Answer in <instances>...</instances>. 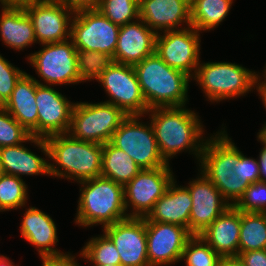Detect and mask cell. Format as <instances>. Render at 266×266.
<instances>
[{
  "label": "cell",
  "instance_id": "24",
  "mask_svg": "<svg viewBox=\"0 0 266 266\" xmlns=\"http://www.w3.org/2000/svg\"><path fill=\"white\" fill-rule=\"evenodd\" d=\"M39 83L25 73L15 84L10 98L3 107L27 130L37 137L38 112L36 106V86Z\"/></svg>",
  "mask_w": 266,
  "mask_h": 266
},
{
  "label": "cell",
  "instance_id": "12",
  "mask_svg": "<svg viewBox=\"0 0 266 266\" xmlns=\"http://www.w3.org/2000/svg\"><path fill=\"white\" fill-rule=\"evenodd\" d=\"M174 180L169 164L154 169H142L124 186L126 211L132 208L128 217L145 218L152 211L155 202L163 196Z\"/></svg>",
  "mask_w": 266,
  "mask_h": 266
},
{
  "label": "cell",
  "instance_id": "36",
  "mask_svg": "<svg viewBox=\"0 0 266 266\" xmlns=\"http://www.w3.org/2000/svg\"><path fill=\"white\" fill-rule=\"evenodd\" d=\"M234 206L242 212L266 213V182L250 184Z\"/></svg>",
  "mask_w": 266,
  "mask_h": 266
},
{
  "label": "cell",
  "instance_id": "7",
  "mask_svg": "<svg viewBox=\"0 0 266 266\" xmlns=\"http://www.w3.org/2000/svg\"><path fill=\"white\" fill-rule=\"evenodd\" d=\"M117 106L107 103H75L68 133L80 141L105 144L127 118Z\"/></svg>",
  "mask_w": 266,
  "mask_h": 266
},
{
  "label": "cell",
  "instance_id": "43",
  "mask_svg": "<svg viewBox=\"0 0 266 266\" xmlns=\"http://www.w3.org/2000/svg\"><path fill=\"white\" fill-rule=\"evenodd\" d=\"M262 76L264 77V81H261L259 74H256V89H266V69H264Z\"/></svg>",
  "mask_w": 266,
  "mask_h": 266
},
{
  "label": "cell",
  "instance_id": "47",
  "mask_svg": "<svg viewBox=\"0 0 266 266\" xmlns=\"http://www.w3.org/2000/svg\"><path fill=\"white\" fill-rule=\"evenodd\" d=\"M258 137L266 144V130H259Z\"/></svg>",
  "mask_w": 266,
  "mask_h": 266
},
{
  "label": "cell",
  "instance_id": "42",
  "mask_svg": "<svg viewBox=\"0 0 266 266\" xmlns=\"http://www.w3.org/2000/svg\"><path fill=\"white\" fill-rule=\"evenodd\" d=\"M219 266H245L241 259L236 257H222Z\"/></svg>",
  "mask_w": 266,
  "mask_h": 266
},
{
  "label": "cell",
  "instance_id": "4",
  "mask_svg": "<svg viewBox=\"0 0 266 266\" xmlns=\"http://www.w3.org/2000/svg\"><path fill=\"white\" fill-rule=\"evenodd\" d=\"M133 67L149 109L185 106L192 79L189 75L168 66L156 52Z\"/></svg>",
  "mask_w": 266,
  "mask_h": 266
},
{
  "label": "cell",
  "instance_id": "21",
  "mask_svg": "<svg viewBox=\"0 0 266 266\" xmlns=\"http://www.w3.org/2000/svg\"><path fill=\"white\" fill-rule=\"evenodd\" d=\"M241 211L230 206L199 235L221 257L238 256Z\"/></svg>",
  "mask_w": 266,
  "mask_h": 266
},
{
  "label": "cell",
  "instance_id": "32",
  "mask_svg": "<svg viewBox=\"0 0 266 266\" xmlns=\"http://www.w3.org/2000/svg\"><path fill=\"white\" fill-rule=\"evenodd\" d=\"M81 250V258L93 265H121L115 245L105 234L91 238Z\"/></svg>",
  "mask_w": 266,
  "mask_h": 266
},
{
  "label": "cell",
  "instance_id": "23",
  "mask_svg": "<svg viewBox=\"0 0 266 266\" xmlns=\"http://www.w3.org/2000/svg\"><path fill=\"white\" fill-rule=\"evenodd\" d=\"M1 40L14 50H23L37 43L34 28L22 4H1Z\"/></svg>",
  "mask_w": 266,
  "mask_h": 266
},
{
  "label": "cell",
  "instance_id": "20",
  "mask_svg": "<svg viewBox=\"0 0 266 266\" xmlns=\"http://www.w3.org/2000/svg\"><path fill=\"white\" fill-rule=\"evenodd\" d=\"M190 0H139V17L156 33L191 26Z\"/></svg>",
  "mask_w": 266,
  "mask_h": 266
},
{
  "label": "cell",
  "instance_id": "10",
  "mask_svg": "<svg viewBox=\"0 0 266 266\" xmlns=\"http://www.w3.org/2000/svg\"><path fill=\"white\" fill-rule=\"evenodd\" d=\"M120 26L97 9L75 12L71 22V39L76 49L97 51L114 56Z\"/></svg>",
  "mask_w": 266,
  "mask_h": 266
},
{
  "label": "cell",
  "instance_id": "11",
  "mask_svg": "<svg viewBox=\"0 0 266 266\" xmlns=\"http://www.w3.org/2000/svg\"><path fill=\"white\" fill-rule=\"evenodd\" d=\"M96 80L110 96L104 102L117 106L128 116H145L149 110L133 66L113 62Z\"/></svg>",
  "mask_w": 266,
  "mask_h": 266
},
{
  "label": "cell",
  "instance_id": "48",
  "mask_svg": "<svg viewBox=\"0 0 266 266\" xmlns=\"http://www.w3.org/2000/svg\"><path fill=\"white\" fill-rule=\"evenodd\" d=\"M93 266H121V265H112V264H107V265H93Z\"/></svg>",
  "mask_w": 266,
  "mask_h": 266
},
{
  "label": "cell",
  "instance_id": "14",
  "mask_svg": "<svg viewBox=\"0 0 266 266\" xmlns=\"http://www.w3.org/2000/svg\"><path fill=\"white\" fill-rule=\"evenodd\" d=\"M22 5L31 19L38 43L43 45L71 38L72 15L75 12L60 0H31Z\"/></svg>",
  "mask_w": 266,
  "mask_h": 266
},
{
  "label": "cell",
  "instance_id": "5",
  "mask_svg": "<svg viewBox=\"0 0 266 266\" xmlns=\"http://www.w3.org/2000/svg\"><path fill=\"white\" fill-rule=\"evenodd\" d=\"M77 183L81 184L82 188L76 224L84 227L101 224L104 228L128 217L123 185L103 176Z\"/></svg>",
  "mask_w": 266,
  "mask_h": 266
},
{
  "label": "cell",
  "instance_id": "30",
  "mask_svg": "<svg viewBox=\"0 0 266 266\" xmlns=\"http://www.w3.org/2000/svg\"><path fill=\"white\" fill-rule=\"evenodd\" d=\"M37 145L49 157L45 138L34 137L3 106H0V148L26 142Z\"/></svg>",
  "mask_w": 266,
  "mask_h": 266
},
{
  "label": "cell",
  "instance_id": "3",
  "mask_svg": "<svg viewBox=\"0 0 266 266\" xmlns=\"http://www.w3.org/2000/svg\"><path fill=\"white\" fill-rule=\"evenodd\" d=\"M45 140L48 158L55 162L49 163L50 176L77 182L101 176L102 144L80 141L69 133L51 135Z\"/></svg>",
  "mask_w": 266,
  "mask_h": 266
},
{
  "label": "cell",
  "instance_id": "19",
  "mask_svg": "<svg viewBox=\"0 0 266 266\" xmlns=\"http://www.w3.org/2000/svg\"><path fill=\"white\" fill-rule=\"evenodd\" d=\"M157 33L140 18L120 26L113 61L134 66L155 53Z\"/></svg>",
  "mask_w": 266,
  "mask_h": 266
},
{
  "label": "cell",
  "instance_id": "29",
  "mask_svg": "<svg viewBox=\"0 0 266 266\" xmlns=\"http://www.w3.org/2000/svg\"><path fill=\"white\" fill-rule=\"evenodd\" d=\"M262 249H266V213L241 211L238 255Z\"/></svg>",
  "mask_w": 266,
  "mask_h": 266
},
{
  "label": "cell",
  "instance_id": "2",
  "mask_svg": "<svg viewBox=\"0 0 266 266\" xmlns=\"http://www.w3.org/2000/svg\"><path fill=\"white\" fill-rule=\"evenodd\" d=\"M146 114H150L159 151L168 164L169 158L184 150L192 151L200 161L206 139L202 135L204 129L201 120L194 111L185 106L155 107Z\"/></svg>",
  "mask_w": 266,
  "mask_h": 266
},
{
  "label": "cell",
  "instance_id": "8",
  "mask_svg": "<svg viewBox=\"0 0 266 266\" xmlns=\"http://www.w3.org/2000/svg\"><path fill=\"white\" fill-rule=\"evenodd\" d=\"M139 115H129L112 135L110 143L127 153L142 169L168 165L163 159L151 123L140 122Z\"/></svg>",
  "mask_w": 266,
  "mask_h": 266
},
{
  "label": "cell",
  "instance_id": "37",
  "mask_svg": "<svg viewBox=\"0 0 266 266\" xmlns=\"http://www.w3.org/2000/svg\"><path fill=\"white\" fill-rule=\"evenodd\" d=\"M25 73L0 54V106H3L10 98L15 84Z\"/></svg>",
  "mask_w": 266,
  "mask_h": 266
},
{
  "label": "cell",
  "instance_id": "33",
  "mask_svg": "<svg viewBox=\"0 0 266 266\" xmlns=\"http://www.w3.org/2000/svg\"><path fill=\"white\" fill-rule=\"evenodd\" d=\"M182 259L186 266H219L222 257L200 235H192L185 244Z\"/></svg>",
  "mask_w": 266,
  "mask_h": 266
},
{
  "label": "cell",
  "instance_id": "34",
  "mask_svg": "<svg viewBox=\"0 0 266 266\" xmlns=\"http://www.w3.org/2000/svg\"><path fill=\"white\" fill-rule=\"evenodd\" d=\"M97 10L118 26L140 18L139 0H100Z\"/></svg>",
  "mask_w": 266,
  "mask_h": 266
},
{
  "label": "cell",
  "instance_id": "15",
  "mask_svg": "<svg viewBox=\"0 0 266 266\" xmlns=\"http://www.w3.org/2000/svg\"><path fill=\"white\" fill-rule=\"evenodd\" d=\"M192 234L186 227L146 221L149 266L170 265L181 260L185 244Z\"/></svg>",
  "mask_w": 266,
  "mask_h": 266
},
{
  "label": "cell",
  "instance_id": "13",
  "mask_svg": "<svg viewBox=\"0 0 266 266\" xmlns=\"http://www.w3.org/2000/svg\"><path fill=\"white\" fill-rule=\"evenodd\" d=\"M157 33L156 54L171 68L191 78L196 74L200 60V33L192 26ZM194 71V72H193Z\"/></svg>",
  "mask_w": 266,
  "mask_h": 266
},
{
  "label": "cell",
  "instance_id": "35",
  "mask_svg": "<svg viewBox=\"0 0 266 266\" xmlns=\"http://www.w3.org/2000/svg\"><path fill=\"white\" fill-rule=\"evenodd\" d=\"M113 62L109 54L77 49L78 72L82 82L96 80Z\"/></svg>",
  "mask_w": 266,
  "mask_h": 266
},
{
  "label": "cell",
  "instance_id": "41",
  "mask_svg": "<svg viewBox=\"0 0 266 266\" xmlns=\"http://www.w3.org/2000/svg\"><path fill=\"white\" fill-rule=\"evenodd\" d=\"M257 140L263 145L259 153L260 181L266 182V144L257 136Z\"/></svg>",
  "mask_w": 266,
  "mask_h": 266
},
{
  "label": "cell",
  "instance_id": "38",
  "mask_svg": "<svg viewBox=\"0 0 266 266\" xmlns=\"http://www.w3.org/2000/svg\"><path fill=\"white\" fill-rule=\"evenodd\" d=\"M42 260V266H80L75 260V256L71 253H60L56 255H43L40 256Z\"/></svg>",
  "mask_w": 266,
  "mask_h": 266
},
{
  "label": "cell",
  "instance_id": "9",
  "mask_svg": "<svg viewBox=\"0 0 266 266\" xmlns=\"http://www.w3.org/2000/svg\"><path fill=\"white\" fill-rule=\"evenodd\" d=\"M70 41V42H69ZM43 49L27 58L35 71L46 83L63 85L81 83L78 72L77 49L72 39L43 44Z\"/></svg>",
  "mask_w": 266,
  "mask_h": 266
},
{
  "label": "cell",
  "instance_id": "18",
  "mask_svg": "<svg viewBox=\"0 0 266 266\" xmlns=\"http://www.w3.org/2000/svg\"><path fill=\"white\" fill-rule=\"evenodd\" d=\"M186 187L192 198L189 232L199 235L230 206L216 186L202 173Z\"/></svg>",
  "mask_w": 266,
  "mask_h": 266
},
{
  "label": "cell",
  "instance_id": "27",
  "mask_svg": "<svg viewBox=\"0 0 266 266\" xmlns=\"http://www.w3.org/2000/svg\"><path fill=\"white\" fill-rule=\"evenodd\" d=\"M142 168L123 150L110 142L102 145L101 176L125 186Z\"/></svg>",
  "mask_w": 266,
  "mask_h": 266
},
{
  "label": "cell",
  "instance_id": "31",
  "mask_svg": "<svg viewBox=\"0 0 266 266\" xmlns=\"http://www.w3.org/2000/svg\"><path fill=\"white\" fill-rule=\"evenodd\" d=\"M27 188L22 178L2 173L0 176V212L26 206Z\"/></svg>",
  "mask_w": 266,
  "mask_h": 266
},
{
  "label": "cell",
  "instance_id": "6",
  "mask_svg": "<svg viewBox=\"0 0 266 266\" xmlns=\"http://www.w3.org/2000/svg\"><path fill=\"white\" fill-rule=\"evenodd\" d=\"M193 79L211 102H220L251 92L256 72L231 62H206L199 63Z\"/></svg>",
  "mask_w": 266,
  "mask_h": 266
},
{
  "label": "cell",
  "instance_id": "22",
  "mask_svg": "<svg viewBox=\"0 0 266 266\" xmlns=\"http://www.w3.org/2000/svg\"><path fill=\"white\" fill-rule=\"evenodd\" d=\"M192 198L187 187L178 186L175 178L166 193L156 202L145 221L176 224L186 227L189 231V218Z\"/></svg>",
  "mask_w": 266,
  "mask_h": 266
},
{
  "label": "cell",
  "instance_id": "26",
  "mask_svg": "<svg viewBox=\"0 0 266 266\" xmlns=\"http://www.w3.org/2000/svg\"><path fill=\"white\" fill-rule=\"evenodd\" d=\"M2 173L22 178L20 175H48L49 163L45 158L35 155L23 144L0 148Z\"/></svg>",
  "mask_w": 266,
  "mask_h": 266
},
{
  "label": "cell",
  "instance_id": "39",
  "mask_svg": "<svg viewBox=\"0 0 266 266\" xmlns=\"http://www.w3.org/2000/svg\"><path fill=\"white\" fill-rule=\"evenodd\" d=\"M245 266H266V250H250L238 255Z\"/></svg>",
  "mask_w": 266,
  "mask_h": 266
},
{
  "label": "cell",
  "instance_id": "40",
  "mask_svg": "<svg viewBox=\"0 0 266 266\" xmlns=\"http://www.w3.org/2000/svg\"><path fill=\"white\" fill-rule=\"evenodd\" d=\"M60 1L74 12L80 10L97 9L100 3V0H60Z\"/></svg>",
  "mask_w": 266,
  "mask_h": 266
},
{
  "label": "cell",
  "instance_id": "1",
  "mask_svg": "<svg viewBox=\"0 0 266 266\" xmlns=\"http://www.w3.org/2000/svg\"><path fill=\"white\" fill-rule=\"evenodd\" d=\"M234 144L225 129L217 132L205 141L199 162L200 171L231 206L260 181L259 159L247 158Z\"/></svg>",
  "mask_w": 266,
  "mask_h": 266
},
{
  "label": "cell",
  "instance_id": "28",
  "mask_svg": "<svg viewBox=\"0 0 266 266\" xmlns=\"http://www.w3.org/2000/svg\"><path fill=\"white\" fill-rule=\"evenodd\" d=\"M233 0H190L191 26L198 32L210 31L228 16Z\"/></svg>",
  "mask_w": 266,
  "mask_h": 266
},
{
  "label": "cell",
  "instance_id": "46",
  "mask_svg": "<svg viewBox=\"0 0 266 266\" xmlns=\"http://www.w3.org/2000/svg\"><path fill=\"white\" fill-rule=\"evenodd\" d=\"M31 0H0L1 4H22Z\"/></svg>",
  "mask_w": 266,
  "mask_h": 266
},
{
  "label": "cell",
  "instance_id": "16",
  "mask_svg": "<svg viewBox=\"0 0 266 266\" xmlns=\"http://www.w3.org/2000/svg\"><path fill=\"white\" fill-rule=\"evenodd\" d=\"M103 229L119 253L121 266H149L145 218L127 217Z\"/></svg>",
  "mask_w": 266,
  "mask_h": 266
},
{
  "label": "cell",
  "instance_id": "17",
  "mask_svg": "<svg viewBox=\"0 0 266 266\" xmlns=\"http://www.w3.org/2000/svg\"><path fill=\"white\" fill-rule=\"evenodd\" d=\"M36 106L38 112L37 137L68 133L75 103L70 102L62 93L49 85L36 80Z\"/></svg>",
  "mask_w": 266,
  "mask_h": 266
},
{
  "label": "cell",
  "instance_id": "45",
  "mask_svg": "<svg viewBox=\"0 0 266 266\" xmlns=\"http://www.w3.org/2000/svg\"><path fill=\"white\" fill-rule=\"evenodd\" d=\"M9 258L4 255H0V266H16L13 262H11ZM18 266V265H17Z\"/></svg>",
  "mask_w": 266,
  "mask_h": 266
},
{
  "label": "cell",
  "instance_id": "44",
  "mask_svg": "<svg viewBox=\"0 0 266 266\" xmlns=\"http://www.w3.org/2000/svg\"><path fill=\"white\" fill-rule=\"evenodd\" d=\"M257 92H259L258 94H260V98H262V101H263V104H264V107L266 109V89H256ZM260 130H266V124L263 125L262 129Z\"/></svg>",
  "mask_w": 266,
  "mask_h": 266
},
{
  "label": "cell",
  "instance_id": "25",
  "mask_svg": "<svg viewBox=\"0 0 266 266\" xmlns=\"http://www.w3.org/2000/svg\"><path fill=\"white\" fill-rule=\"evenodd\" d=\"M19 229L21 236L37 248L40 256L61 253L54 247L58 242L56 224L45 212L29 207Z\"/></svg>",
  "mask_w": 266,
  "mask_h": 266
}]
</instances>
